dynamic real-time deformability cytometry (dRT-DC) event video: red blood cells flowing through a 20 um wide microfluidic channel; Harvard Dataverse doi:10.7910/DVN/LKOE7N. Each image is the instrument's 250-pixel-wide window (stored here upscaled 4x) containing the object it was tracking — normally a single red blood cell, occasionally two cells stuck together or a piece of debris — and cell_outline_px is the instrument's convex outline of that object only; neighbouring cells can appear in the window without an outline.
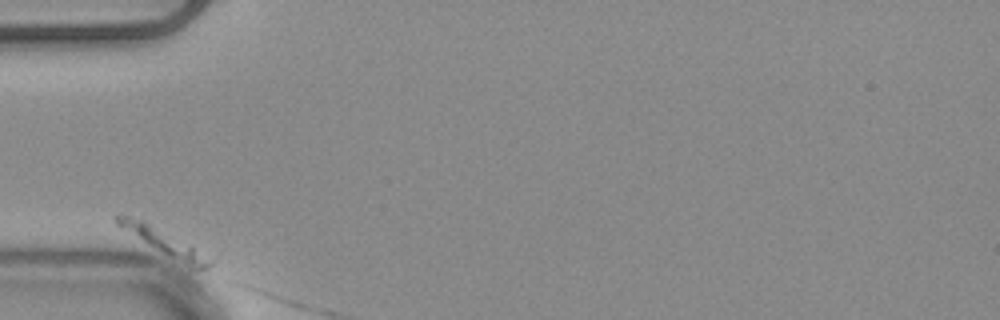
{"species": "common noctule bat (a hibernating species)", "species_latin": "Nyctalus noctula", "temperature_condition": "warm", "stored_images_in_passage": 2, "camera_frame_rate_fps": 3000, "um_per_image_px": 0.085, "animal": {"sex": "male", "body_mass_g": 20.4}, "frame": {"image": 1, "passage_image": 1, "time_ms": 0.0, "image_size_px": [1000, 320], "cell_outline_px": [[216, 260], [208, 272], [192, 272], [116, 224], [112, 220], [112, 216], [128, 216], [144, 220], [192, 244]], "centroid_in_image_um": [14.22, 20.73], "position_along_channel_um": 70.8, "area_um2": 15.09}}